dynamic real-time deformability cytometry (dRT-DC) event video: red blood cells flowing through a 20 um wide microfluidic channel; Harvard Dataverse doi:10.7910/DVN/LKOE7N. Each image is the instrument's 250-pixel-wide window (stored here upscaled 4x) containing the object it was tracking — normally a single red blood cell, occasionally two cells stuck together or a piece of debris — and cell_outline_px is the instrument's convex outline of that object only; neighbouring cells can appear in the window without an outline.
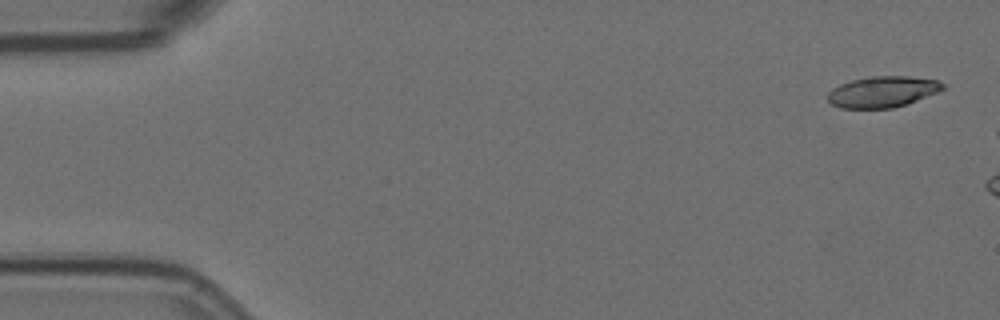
{"species": "Egyptian fruit bat (a non-hibernating species)", "species_latin": "Rousettus aegyptiacus", "temperature_condition": "room temperature", "stored_images_in_passage": 3, "camera_frame_rate_fps": 3000, "um_per_image_px": 0.085, "animal": {"sex": "female"}, "frame": {"image": 1, "passage_image": 1, "time_ms": 0.0, "image_size_px": [1000, 320], "cell_outline_px": [[944, 88], [936, 92], [916, 100], [892, 108], [840, 108], [832, 104], [828, 100], [828, 92], [832, 88], [840, 84], [852, 80], [868, 76], [908, 76], [936, 80], [944, 84]], "centroid_in_image_um": [74.97, 7.79], "position_along_channel_um": 10.0, "area_um2": 20.58}}